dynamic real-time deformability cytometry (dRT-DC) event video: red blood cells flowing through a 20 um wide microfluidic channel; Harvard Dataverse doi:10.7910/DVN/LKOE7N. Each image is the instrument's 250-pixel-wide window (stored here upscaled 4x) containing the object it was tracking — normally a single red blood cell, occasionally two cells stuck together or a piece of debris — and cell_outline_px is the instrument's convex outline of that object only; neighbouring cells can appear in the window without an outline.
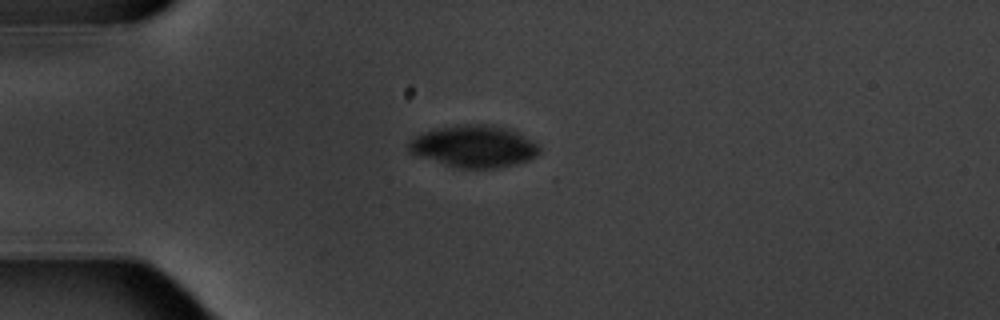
{"species": "common noctule bat (a hibernating species)", "species_latin": "Nyctalus noctula", "temperature_condition": "warm", "stored_images_in_passage": 11, "camera_frame_rate_fps": 3000, "um_per_image_px": 0.085, "animal": {"sex": "male", "body_mass_g": 20.1, "forearm_length_mm": 53.5}, "frame": {"image": 1, "passage_image": 4, "time_ms": 4.333, "image_size_px": [1000, 320], "cell_outline_px": [[540, 152], [536, 156], [528, 160], [496, 168], [460, 168], [444, 164], [416, 156], [408, 152], [404, 144], [412, 136], [420, 132], [460, 124], [492, 124], [508, 128], [516, 132], [536, 144], [540, 148]], "centroid_in_image_um": [40.18, 12.43], "position_along_channel_um": 44.8, "area_um2": 32.19}}